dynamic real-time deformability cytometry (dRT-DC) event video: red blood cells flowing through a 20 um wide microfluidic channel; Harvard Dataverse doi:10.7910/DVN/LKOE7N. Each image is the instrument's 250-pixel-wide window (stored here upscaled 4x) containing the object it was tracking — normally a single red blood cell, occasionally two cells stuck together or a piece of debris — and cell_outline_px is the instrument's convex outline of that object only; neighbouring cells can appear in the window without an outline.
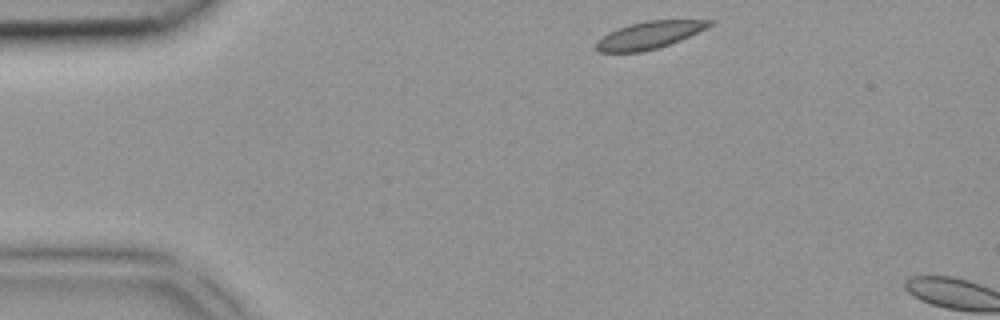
{"species": "common noctule bat (a hibernating species)", "species_latin": "Nyctalus noctula", "temperature_condition": "room temperature", "stored_images_in_passage": 2, "camera_frame_rate_fps": 3000, "um_per_image_px": 0.085, "animal": {"sex": "female", "body_mass_g": 18.4}, "frame": {"image": 1, "passage_image": 1, "time_ms": 0.0, "image_size_px": [1000, 320], "cell_outline_px": [[716, 20], [712, 24], [680, 40], [656, 48], [640, 52], [600, 52], [596, 48], [596, 40], [608, 32], [632, 24], [648, 20]], "centroid_in_image_um": [55.14, 2.98], "position_along_channel_um": 29.9, "area_um2": 17.57}}